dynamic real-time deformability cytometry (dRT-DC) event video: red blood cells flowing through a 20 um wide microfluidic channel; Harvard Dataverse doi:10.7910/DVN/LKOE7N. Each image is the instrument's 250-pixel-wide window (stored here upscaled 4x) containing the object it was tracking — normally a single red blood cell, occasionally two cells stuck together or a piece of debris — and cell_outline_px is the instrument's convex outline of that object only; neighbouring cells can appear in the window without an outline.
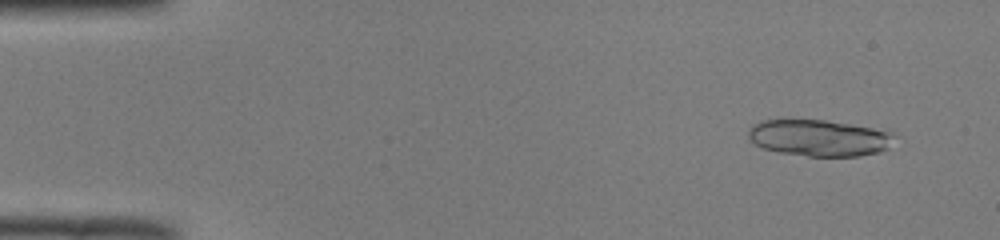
{"species": "common noctule bat (a hibernating species)", "species_latin": "Nyctalus noctula", "temperature_condition": "room temperature", "stored_images_in_passage": 51, "camera_frame_rate_fps": 3000, "um_per_image_px": 0.085, "animal": {"sex": "male", "body_mass_g": 19.0, "forearm_length_mm": 50.8}, "frame": {"image": 1, "passage_image": 4, "time_ms": 1.0, "image_size_px": [1000, 240], "cell_outline_px": [[900, 136], [888, 148], [880, 152], [860, 156], [808, 156], [780, 152], [764, 148], [756, 144], [748, 136], [748, 128], [752, 124], [760, 120], [780, 116], [784, 116], [824, 120], [888, 128]], "centroid_in_image_um": [69.7, 11.65], "position_along_channel_um": 15.3, "area_um2": 32.89}}
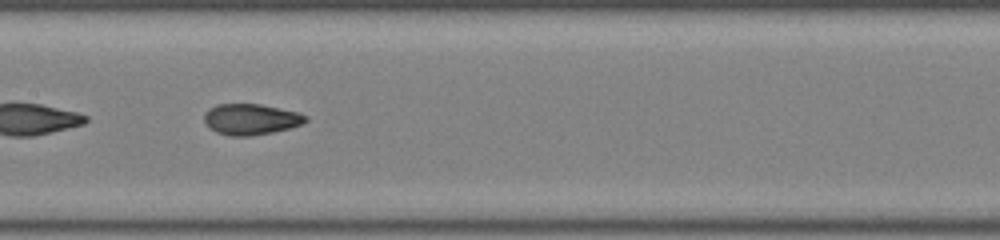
{"frame": {"image": 2, "passage_image": 26, "time_ms": 8.333, "image_size_px": [1000, 240], "cell_outline_px": [[308, 120], [300, 124], [288, 128], [272, 132], [252, 136], [228, 136], [216, 132], [208, 128], [204, 124], [204, 116], [208, 108], [216, 104], [260, 104], [296, 112], [308, 116]], "centroid_in_image_um": [21.26, 10.14], "position_along_channel_um": 186.1, "area_um2": 18.32}}
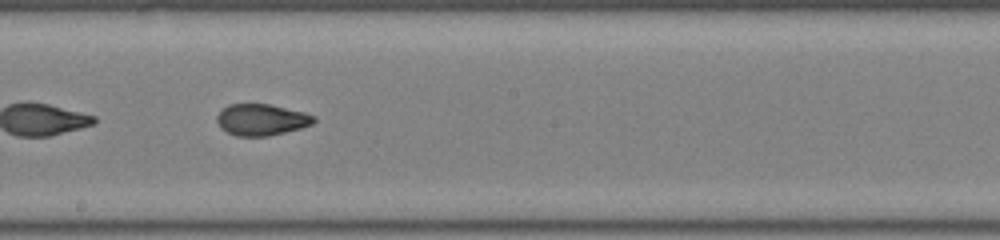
{"frame": {"image": 3, "passage_image": 29, "time_ms": 9.333, "image_size_px": [1000, 240], "cell_outline_px": [[316, 120], [312, 124], [300, 128], [268, 136], [236, 136], [220, 128], [216, 120], [216, 116], [228, 104], [268, 104], [304, 112], [316, 116]], "centroid_in_image_um": [22.22, 10.17], "position_along_channel_um": 226.0, "area_um2": 17.69}, "authors_computed_cell_mechanics": {"area_um2": 18.496, "velocity_mm_per_s": 4.0142, "shape_relaxation_time_tau1_ms": null, "shape_relaxation_time_tau2_ms": 1.3083, "deformation_change_tau1": null, "deformation_change_tau2": 0.0718}}